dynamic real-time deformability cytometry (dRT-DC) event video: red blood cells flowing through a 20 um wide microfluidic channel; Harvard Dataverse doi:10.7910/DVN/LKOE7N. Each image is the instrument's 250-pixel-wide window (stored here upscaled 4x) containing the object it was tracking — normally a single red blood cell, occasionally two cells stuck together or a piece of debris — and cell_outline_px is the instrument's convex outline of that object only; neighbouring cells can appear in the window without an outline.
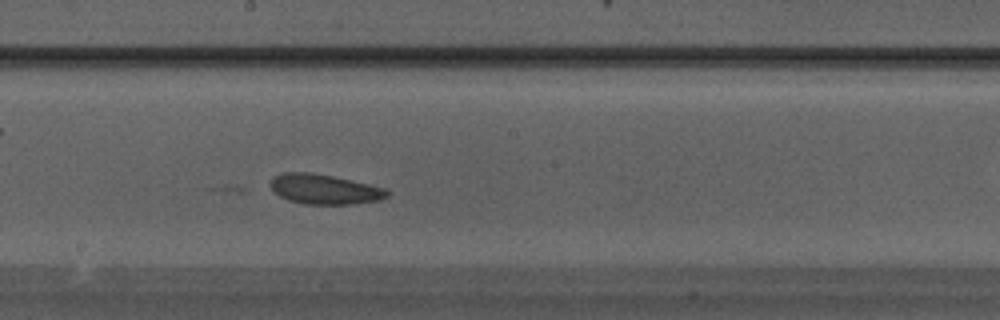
{"species": "Egyptian fruit bat (a non-hibernating species)", "species_latin": "Rousettus aegyptiacus", "temperature_condition": "warm", "stored_images_in_passage": 18, "camera_frame_rate_fps": 3000, "um_per_image_px": 0.085, "animal": {"sex": "male"}, "frame": {"image": 1, "passage_image": 11, "time_ms": 3.333, "image_size_px": [1000, 320], "cell_outline_px": [[388, 196], [380, 200], [352, 204], [304, 204], [288, 200], [280, 196], [272, 188], [272, 180], [280, 172], [312, 172], [332, 176], [388, 188]], "centroid_in_image_um": [27.62, 16.08], "position_along_channel_um": 220.6, "area_um2": 20.23}}